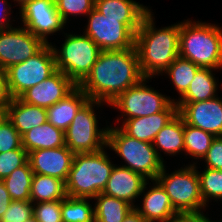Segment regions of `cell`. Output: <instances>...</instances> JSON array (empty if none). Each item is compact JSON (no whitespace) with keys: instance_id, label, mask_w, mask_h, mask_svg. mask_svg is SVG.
I'll return each mask as SVG.
<instances>
[{"instance_id":"cell-1","label":"cell","mask_w":222,"mask_h":222,"mask_svg":"<svg viewBox=\"0 0 222 222\" xmlns=\"http://www.w3.org/2000/svg\"><path fill=\"white\" fill-rule=\"evenodd\" d=\"M143 78L134 46L124 50L101 51L90 73L78 86L90 100L109 105Z\"/></svg>"},{"instance_id":"cell-2","label":"cell","mask_w":222,"mask_h":222,"mask_svg":"<svg viewBox=\"0 0 222 222\" xmlns=\"http://www.w3.org/2000/svg\"><path fill=\"white\" fill-rule=\"evenodd\" d=\"M150 10L135 34V49L144 78H158L179 56L180 21L170 26L156 27Z\"/></svg>"},{"instance_id":"cell-3","label":"cell","mask_w":222,"mask_h":222,"mask_svg":"<svg viewBox=\"0 0 222 222\" xmlns=\"http://www.w3.org/2000/svg\"><path fill=\"white\" fill-rule=\"evenodd\" d=\"M179 56L200 68L222 71V26L192 18L180 21Z\"/></svg>"},{"instance_id":"cell-4","label":"cell","mask_w":222,"mask_h":222,"mask_svg":"<svg viewBox=\"0 0 222 222\" xmlns=\"http://www.w3.org/2000/svg\"><path fill=\"white\" fill-rule=\"evenodd\" d=\"M108 147L94 153H75L66 183L67 196L94 198L102 193L116 163Z\"/></svg>"},{"instance_id":"cell-5","label":"cell","mask_w":222,"mask_h":222,"mask_svg":"<svg viewBox=\"0 0 222 222\" xmlns=\"http://www.w3.org/2000/svg\"><path fill=\"white\" fill-rule=\"evenodd\" d=\"M108 124V150L115 152L114 155L122 160L121 165H117L129 168L147 180H156L165 163L158 157L153 143L126 135L118 126L113 125V121Z\"/></svg>"},{"instance_id":"cell-6","label":"cell","mask_w":222,"mask_h":222,"mask_svg":"<svg viewBox=\"0 0 222 222\" xmlns=\"http://www.w3.org/2000/svg\"><path fill=\"white\" fill-rule=\"evenodd\" d=\"M183 164L172 172L166 170L168 166L164 164L156 180L164 188L173 208L180 215H209L200 194L196 166Z\"/></svg>"},{"instance_id":"cell-7","label":"cell","mask_w":222,"mask_h":222,"mask_svg":"<svg viewBox=\"0 0 222 222\" xmlns=\"http://www.w3.org/2000/svg\"><path fill=\"white\" fill-rule=\"evenodd\" d=\"M63 33L65 39L58 47L50 45L53 49L56 69L63 72L77 86L90 73L101 52L100 48L83 32ZM60 48V49H59Z\"/></svg>"},{"instance_id":"cell-8","label":"cell","mask_w":222,"mask_h":222,"mask_svg":"<svg viewBox=\"0 0 222 222\" xmlns=\"http://www.w3.org/2000/svg\"><path fill=\"white\" fill-rule=\"evenodd\" d=\"M104 102L88 100L76 113L72 123L65 131V144L75 153H94L107 146V131L109 125L99 126V115Z\"/></svg>"},{"instance_id":"cell-9","label":"cell","mask_w":222,"mask_h":222,"mask_svg":"<svg viewBox=\"0 0 222 222\" xmlns=\"http://www.w3.org/2000/svg\"><path fill=\"white\" fill-rule=\"evenodd\" d=\"M149 81L152 78H143L138 84L128 88L114 99L108 106L113 107L120 115H117L116 126L126 119L145 117L162 112L175 98L167 96L155 87H151ZM148 83V84H147ZM171 97V98H170ZM118 109V110H117ZM118 124V125H117Z\"/></svg>"},{"instance_id":"cell-10","label":"cell","mask_w":222,"mask_h":222,"mask_svg":"<svg viewBox=\"0 0 222 222\" xmlns=\"http://www.w3.org/2000/svg\"><path fill=\"white\" fill-rule=\"evenodd\" d=\"M56 70L53 49L50 44H46L33 57L5 70L11 98H18L27 89L46 80Z\"/></svg>"},{"instance_id":"cell-11","label":"cell","mask_w":222,"mask_h":222,"mask_svg":"<svg viewBox=\"0 0 222 222\" xmlns=\"http://www.w3.org/2000/svg\"><path fill=\"white\" fill-rule=\"evenodd\" d=\"M19 17L21 26L25 27L45 44H50V36L57 35L67 28L61 18L55 0H26L19 6ZM60 32V33H59Z\"/></svg>"},{"instance_id":"cell-12","label":"cell","mask_w":222,"mask_h":222,"mask_svg":"<svg viewBox=\"0 0 222 222\" xmlns=\"http://www.w3.org/2000/svg\"><path fill=\"white\" fill-rule=\"evenodd\" d=\"M83 33L101 51L124 50L134 47L135 34L120 19L107 18L95 8L86 16Z\"/></svg>"},{"instance_id":"cell-13","label":"cell","mask_w":222,"mask_h":222,"mask_svg":"<svg viewBox=\"0 0 222 222\" xmlns=\"http://www.w3.org/2000/svg\"><path fill=\"white\" fill-rule=\"evenodd\" d=\"M45 45L40 38L19 24L11 29L0 30V68L6 70L26 61Z\"/></svg>"},{"instance_id":"cell-14","label":"cell","mask_w":222,"mask_h":222,"mask_svg":"<svg viewBox=\"0 0 222 222\" xmlns=\"http://www.w3.org/2000/svg\"><path fill=\"white\" fill-rule=\"evenodd\" d=\"M199 102H175L186 124L200 128L215 137L222 136V97Z\"/></svg>"},{"instance_id":"cell-15","label":"cell","mask_w":222,"mask_h":222,"mask_svg":"<svg viewBox=\"0 0 222 222\" xmlns=\"http://www.w3.org/2000/svg\"><path fill=\"white\" fill-rule=\"evenodd\" d=\"M77 85L63 72L56 70L41 83L27 89L18 98L38 107L49 108L70 94Z\"/></svg>"},{"instance_id":"cell-16","label":"cell","mask_w":222,"mask_h":222,"mask_svg":"<svg viewBox=\"0 0 222 222\" xmlns=\"http://www.w3.org/2000/svg\"><path fill=\"white\" fill-rule=\"evenodd\" d=\"M140 196L141 201L138 200L140 203L137 205L136 202L134 208L148 222H169L180 215L173 208L169 196L157 180H147Z\"/></svg>"},{"instance_id":"cell-17","label":"cell","mask_w":222,"mask_h":222,"mask_svg":"<svg viewBox=\"0 0 222 222\" xmlns=\"http://www.w3.org/2000/svg\"><path fill=\"white\" fill-rule=\"evenodd\" d=\"M74 153L61 146L54 149H38L28 153V161L34 174L46 175L67 181Z\"/></svg>"},{"instance_id":"cell-18","label":"cell","mask_w":222,"mask_h":222,"mask_svg":"<svg viewBox=\"0 0 222 222\" xmlns=\"http://www.w3.org/2000/svg\"><path fill=\"white\" fill-rule=\"evenodd\" d=\"M178 113L175 101H172L162 112L145 116L130 118L118 126L126 135L140 141L153 143L157 133L168 124Z\"/></svg>"},{"instance_id":"cell-19","label":"cell","mask_w":222,"mask_h":222,"mask_svg":"<svg viewBox=\"0 0 222 222\" xmlns=\"http://www.w3.org/2000/svg\"><path fill=\"white\" fill-rule=\"evenodd\" d=\"M146 181L141 174L116 164L102 193L125 200L134 207Z\"/></svg>"},{"instance_id":"cell-20","label":"cell","mask_w":222,"mask_h":222,"mask_svg":"<svg viewBox=\"0 0 222 222\" xmlns=\"http://www.w3.org/2000/svg\"><path fill=\"white\" fill-rule=\"evenodd\" d=\"M107 18L120 19L134 34L151 7L135 0H95V7Z\"/></svg>"},{"instance_id":"cell-21","label":"cell","mask_w":222,"mask_h":222,"mask_svg":"<svg viewBox=\"0 0 222 222\" xmlns=\"http://www.w3.org/2000/svg\"><path fill=\"white\" fill-rule=\"evenodd\" d=\"M184 128L185 121L183 117L177 113L174 118L157 133L153 141V147L158 157L164 163H167L164 160L165 156L176 157L177 155L178 157L179 155L180 158L184 157Z\"/></svg>"},{"instance_id":"cell-22","label":"cell","mask_w":222,"mask_h":222,"mask_svg":"<svg viewBox=\"0 0 222 222\" xmlns=\"http://www.w3.org/2000/svg\"><path fill=\"white\" fill-rule=\"evenodd\" d=\"M6 117L12 122L14 128L22 136L32 128L47 122V109L38 107L13 98L6 109Z\"/></svg>"},{"instance_id":"cell-23","label":"cell","mask_w":222,"mask_h":222,"mask_svg":"<svg viewBox=\"0 0 222 222\" xmlns=\"http://www.w3.org/2000/svg\"><path fill=\"white\" fill-rule=\"evenodd\" d=\"M88 100L87 94L77 86L65 98L47 108V121L65 132L72 123L76 113Z\"/></svg>"},{"instance_id":"cell-24","label":"cell","mask_w":222,"mask_h":222,"mask_svg":"<svg viewBox=\"0 0 222 222\" xmlns=\"http://www.w3.org/2000/svg\"><path fill=\"white\" fill-rule=\"evenodd\" d=\"M219 71L220 70H214L211 68H199L187 91L179 99H174V101L199 102L218 96L219 94L217 91L220 90V86L216 73Z\"/></svg>"},{"instance_id":"cell-25","label":"cell","mask_w":222,"mask_h":222,"mask_svg":"<svg viewBox=\"0 0 222 222\" xmlns=\"http://www.w3.org/2000/svg\"><path fill=\"white\" fill-rule=\"evenodd\" d=\"M22 146L30 153L38 149H54L65 146V132L51 125L48 121L32 128L21 136Z\"/></svg>"},{"instance_id":"cell-26","label":"cell","mask_w":222,"mask_h":222,"mask_svg":"<svg viewBox=\"0 0 222 222\" xmlns=\"http://www.w3.org/2000/svg\"><path fill=\"white\" fill-rule=\"evenodd\" d=\"M94 222H122L134 208L128 202L99 193L93 198Z\"/></svg>"},{"instance_id":"cell-27","label":"cell","mask_w":222,"mask_h":222,"mask_svg":"<svg viewBox=\"0 0 222 222\" xmlns=\"http://www.w3.org/2000/svg\"><path fill=\"white\" fill-rule=\"evenodd\" d=\"M66 197L65 181L52 176L33 175L30 194L32 203L62 201Z\"/></svg>"},{"instance_id":"cell-28","label":"cell","mask_w":222,"mask_h":222,"mask_svg":"<svg viewBox=\"0 0 222 222\" xmlns=\"http://www.w3.org/2000/svg\"><path fill=\"white\" fill-rule=\"evenodd\" d=\"M216 137L200 128L188 125L185 123L184 128V156L192 159L189 164H198L206 155L213 140Z\"/></svg>"},{"instance_id":"cell-29","label":"cell","mask_w":222,"mask_h":222,"mask_svg":"<svg viewBox=\"0 0 222 222\" xmlns=\"http://www.w3.org/2000/svg\"><path fill=\"white\" fill-rule=\"evenodd\" d=\"M199 68V66L192 63L190 60L178 56L161 74V77L164 75V78H168L170 80L169 82L178 93L177 99H179L187 91Z\"/></svg>"},{"instance_id":"cell-30","label":"cell","mask_w":222,"mask_h":222,"mask_svg":"<svg viewBox=\"0 0 222 222\" xmlns=\"http://www.w3.org/2000/svg\"><path fill=\"white\" fill-rule=\"evenodd\" d=\"M33 175L31 165L27 161L2 180L13 201H30Z\"/></svg>"},{"instance_id":"cell-31","label":"cell","mask_w":222,"mask_h":222,"mask_svg":"<svg viewBox=\"0 0 222 222\" xmlns=\"http://www.w3.org/2000/svg\"><path fill=\"white\" fill-rule=\"evenodd\" d=\"M199 177L200 194L206 208L210 203H222V170H214L207 167H200V163L195 164ZM199 166V167H198ZM201 169L200 171L198 169ZM219 201V202H218Z\"/></svg>"},{"instance_id":"cell-32","label":"cell","mask_w":222,"mask_h":222,"mask_svg":"<svg viewBox=\"0 0 222 222\" xmlns=\"http://www.w3.org/2000/svg\"><path fill=\"white\" fill-rule=\"evenodd\" d=\"M61 216L62 222H94L93 199L67 196L61 201Z\"/></svg>"},{"instance_id":"cell-33","label":"cell","mask_w":222,"mask_h":222,"mask_svg":"<svg viewBox=\"0 0 222 222\" xmlns=\"http://www.w3.org/2000/svg\"><path fill=\"white\" fill-rule=\"evenodd\" d=\"M55 5L62 20L67 24L72 16L86 18L95 7V0H55Z\"/></svg>"},{"instance_id":"cell-34","label":"cell","mask_w":222,"mask_h":222,"mask_svg":"<svg viewBox=\"0 0 222 222\" xmlns=\"http://www.w3.org/2000/svg\"><path fill=\"white\" fill-rule=\"evenodd\" d=\"M15 149H24L22 138L12 122L5 116L0 121V153Z\"/></svg>"},{"instance_id":"cell-35","label":"cell","mask_w":222,"mask_h":222,"mask_svg":"<svg viewBox=\"0 0 222 222\" xmlns=\"http://www.w3.org/2000/svg\"><path fill=\"white\" fill-rule=\"evenodd\" d=\"M28 161V153L25 149L10 150L0 153V180L9 176L16 168Z\"/></svg>"},{"instance_id":"cell-36","label":"cell","mask_w":222,"mask_h":222,"mask_svg":"<svg viewBox=\"0 0 222 222\" xmlns=\"http://www.w3.org/2000/svg\"><path fill=\"white\" fill-rule=\"evenodd\" d=\"M33 215L38 222H62L61 201L33 203Z\"/></svg>"},{"instance_id":"cell-37","label":"cell","mask_w":222,"mask_h":222,"mask_svg":"<svg viewBox=\"0 0 222 222\" xmlns=\"http://www.w3.org/2000/svg\"><path fill=\"white\" fill-rule=\"evenodd\" d=\"M33 215L31 201H13L0 219L1 222H24Z\"/></svg>"},{"instance_id":"cell-38","label":"cell","mask_w":222,"mask_h":222,"mask_svg":"<svg viewBox=\"0 0 222 222\" xmlns=\"http://www.w3.org/2000/svg\"><path fill=\"white\" fill-rule=\"evenodd\" d=\"M201 162L203 167L214 170H222V136L216 137L213 140L210 148L208 149Z\"/></svg>"},{"instance_id":"cell-39","label":"cell","mask_w":222,"mask_h":222,"mask_svg":"<svg viewBox=\"0 0 222 222\" xmlns=\"http://www.w3.org/2000/svg\"><path fill=\"white\" fill-rule=\"evenodd\" d=\"M13 2V0H11ZM12 3L9 2V0H0V30L4 29H11L14 26V23L16 20L11 15L14 11H12ZM12 11V12H11ZM13 18V19H11ZM13 25V26H12Z\"/></svg>"},{"instance_id":"cell-40","label":"cell","mask_w":222,"mask_h":222,"mask_svg":"<svg viewBox=\"0 0 222 222\" xmlns=\"http://www.w3.org/2000/svg\"><path fill=\"white\" fill-rule=\"evenodd\" d=\"M11 99L7 85L6 71L0 68V110L6 111Z\"/></svg>"},{"instance_id":"cell-41","label":"cell","mask_w":222,"mask_h":222,"mask_svg":"<svg viewBox=\"0 0 222 222\" xmlns=\"http://www.w3.org/2000/svg\"><path fill=\"white\" fill-rule=\"evenodd\" d=\"M12 199L8 190L2 180H0V219L2 218L8 206L11 204Z\"/></svg>"},{"instance_id":"cell-42","label":"cell","mask_w":222,"mask_h":222,"mask_svg":"<svg viewBox=\"0 0 222 222\" xmlns=\"http://www.w3.org/2000/svg\"><path fill=\"white\" fill-rule=\"evenodd\" d=\"M209 215H178L169 222H214Z\"/></svg>"},{"instance_id":"cell-43","label":"cell","mask_w":222,"mask_h":222,"mask_svg":"<svg viewBox=\"0 0 222 222\" xmlns=\"http://www.w3.org/2000/svg\"><path fill=\"white\" fill-rule=\"evenodd\" d=\"M122 222H148L135 208H133Z\"/></svg>"},{"instance_id":"cell-44","label":"cell","mask_w":222,"mask_h":222,"mask_svg":"<svg viewBox=\"0 0 222 222\" xmlns=\"http://www.w3.org/2000/svg\"><path fill=\"white\" fill-rule=\"evenodd\" d=\"M24 222H38V220L34 217V215H32L31 217L26 219Z\"/></svg>"},{"instance_id":"cell-45","label":"cell","mask_w":222,"mask_h":222,"mask_svg":"<svg viewBox=\"0 0 222 222\" xmlns=\"http://www.w3.org/2000/svg\"><path fill=\"white\" fill-rule=\"evenodd\" d=\"M26 0H13L14 2V6H20L21 4H23ZM17 3V4H16Z\"/></svg>"},{"instance_id":"cell-46","label":"cell","mask_w":222,"mask_h":222,"mask_svg":"<svg viewBox=\"0 0 222 222\" xmlns=\"http://www.w3.org/2000/svg\"><path fill=\"white\" fill-rule=\"evenodd\" d=\"M6 116V111L0 110V121Z\"/></svg>"},{"instance_id":"cell-47","label":"cell","mask_w":222,"mask_h":222,"mask_svg":"<svg viewBox=\"0 0 222 222\" xmlns=\"http://www.w3.org/2000/svg\"><path fill=\"white\" fill-rule=\"evenodd\" d=\"M214 222H222V219H219V220H216V221L214 220Z\"/></svg>"}]
</instances>
